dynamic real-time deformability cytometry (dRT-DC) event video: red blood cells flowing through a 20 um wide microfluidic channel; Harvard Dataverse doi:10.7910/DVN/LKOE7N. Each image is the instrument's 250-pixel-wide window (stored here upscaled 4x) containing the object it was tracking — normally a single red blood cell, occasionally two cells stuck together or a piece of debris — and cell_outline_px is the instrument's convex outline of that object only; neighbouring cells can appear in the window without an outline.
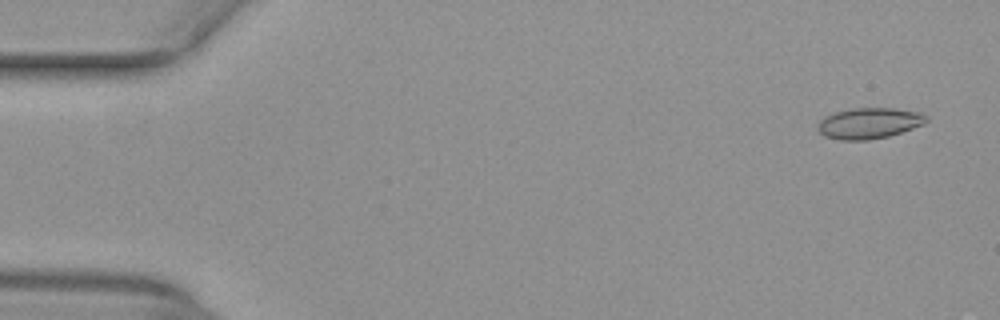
{"species": "common noctule bat (a hibernating species)", "species_latin": "Nyctalus noctula", "temperature_condition": "warm", "stored_images_in_passage": 53, "camera_frame_rate_fps": 3000, "um_per_image_px": 0.085, "animal": {"sex": "female", "body_mass_g": 29.2, "forearm_length_mm": 56.3}, "frame": {"image": 1, "passage_image": 3, "time_ms": 0.667, "image_size_px": [1000, 320], "cell_outline_px": [[928, 120], [924, 124], [888, 136], [868, 140], [840, 140], [824, 136], [816, 128], [816, 124], [824, 116], [832, 112], [852, 108], [892, 108], [920, 112], [928, 116]], "centroid_in_image_um": [73.83, 10.46], "position_along_channel_um": 11.2, "area_um2": 19.71}}
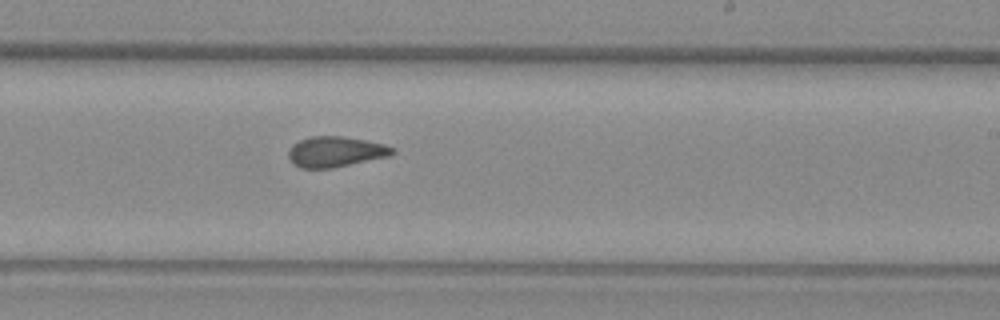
{"frame": {"image": 2, "passage_image": 32, "time_ms": 10.333, "image_size_px": [1000, 320], "cell_outline_px": [[396, 152], [392, 156], [332, 168], [300, 168], [288, 156], [288, 152], [292, 144], [300, 140], [312, 136], [340, 136], [364, 140], [384, 144], [396, 148]], "centroid_in_image_um": [28.57, 12.9], "position_along_channel_um": 260.4, "area_um2": 18.5}}
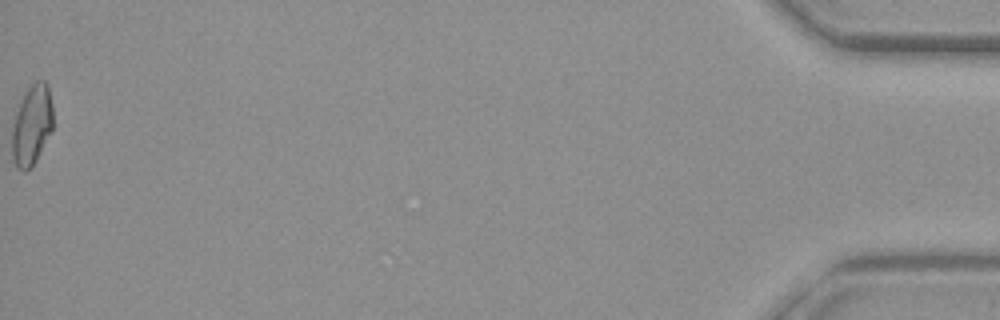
{"frame": {"image": 3, "passage_image": 53, "time_ms": 17.333, "image_size_px": [1000, 320], "cell_outline_px": [[52, 128], [36, 160], [24, 172], [16, 168], [12, 160], [12, 124], [20, 100], [24, 92], [36, 80], [44, 80], [48, 84], [52, 104]], "centroid_in_image_um": [2.68, 10.6], "position_along_channel_um": 432.5, "area_um2": 19.19}, "authors_computed_cell_mechanics": {"area_um2": 18.785, "velocity_mm_per_s": 3.9873, "shape_relaxation_time_tau1_ms": null, "shape_relaxation_time_tau2_ms": 1.8427, "deformation_change_tau1": null, "deformation_change_tau2": 0.0852}}